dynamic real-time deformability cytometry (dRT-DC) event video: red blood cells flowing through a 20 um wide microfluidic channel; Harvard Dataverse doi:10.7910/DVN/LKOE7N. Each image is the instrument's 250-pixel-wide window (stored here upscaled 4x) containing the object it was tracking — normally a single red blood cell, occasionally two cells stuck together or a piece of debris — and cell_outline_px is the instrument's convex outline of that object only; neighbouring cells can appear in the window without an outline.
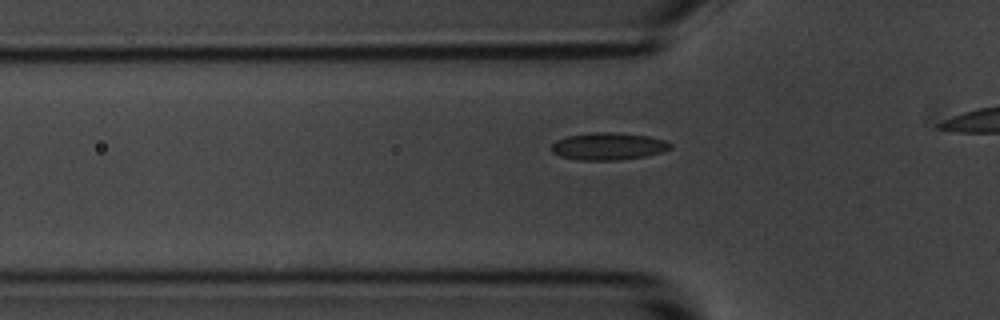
{"species": "common noctule bat (a hibernating species)", "species_latin": "Nyctalus noctula", "temperature_condition": "room temperature", "stored_images_in_passage": 14, "camera_frame_rate_fps": 3000, "um_per_image_px": 0.085, "animal": {"sex": "male", "body_mass_g": 20.1, "forearm_length_mm": 53.5}, "frame": {"image": 1, "passage_image": 8, "time_ms": 2.333, "image_size_px": [1000, 320], "cell_outline_px": [[672, 148], [660, 152], [644, 156], [620, 160], [580, 160], [560, 156], [552, 152], [552, 144], [556, 140], [568, 136], [592, 132], [616, 132], [648, 136], [664, 140], [672, 144]], "centroid_in_image_um": [51.7, 12.43], "position_along_channel_um": 74.1, "area_um2": 18.84}}
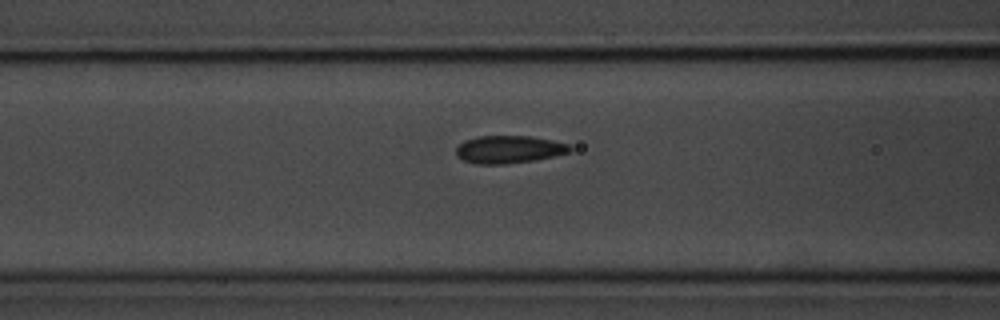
{"frame": {"image": 2, "passage_image": 12, "time_ms": 3.667, "image_size_px": [1000, 320], "cell_outline_px": [[572, 152], [536, 160], [504, 164], [476, 164], [464, 160], [456, 156], [456, 148], [464, 140], [476, 136], [532, 136], [552, 140], [568, 144], [572, 148]], "centroid_in_image_um": [43.27, 12.7], "position_along_channel_um": 123.3, "area_um2": 18.5}}